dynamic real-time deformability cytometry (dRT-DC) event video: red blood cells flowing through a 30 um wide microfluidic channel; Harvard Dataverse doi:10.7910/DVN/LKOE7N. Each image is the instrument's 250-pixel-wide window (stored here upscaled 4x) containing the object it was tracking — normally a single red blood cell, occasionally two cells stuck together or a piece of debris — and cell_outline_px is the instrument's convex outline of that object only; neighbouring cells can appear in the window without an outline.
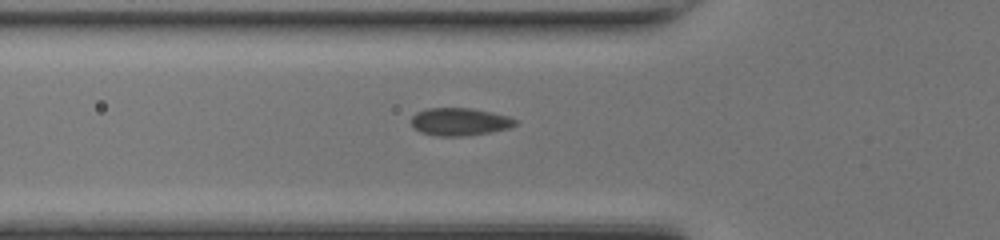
{"species": "common noctule bat (a hibernating species)", "species_latin": "Nyctalus noctula", "temperature_condition": "room temperature", "stored_images_in_passage": 20, "camera_frame_rate_fps": 3000, "um_per_image_px": 0.085, "animal": {"sex": "female", "body_mass_g": 17.0, "forearm_length_mm": 48.0}, "frame": {"image": 1, "passage_image": 5, "time_ms": 1.333, "image_size_px": [1000, 240], "cell_outline_px": [[508, 124], [468, 132], [440, 132], [424, 128], [416, 124], [416, 120], [420, 116], [428, 112], [472, 112], [504, 120]], "centroid_in_image_um": [38.89, 10.35], "position_along_channel_um": 86.9, "area_um2": 10.06}}